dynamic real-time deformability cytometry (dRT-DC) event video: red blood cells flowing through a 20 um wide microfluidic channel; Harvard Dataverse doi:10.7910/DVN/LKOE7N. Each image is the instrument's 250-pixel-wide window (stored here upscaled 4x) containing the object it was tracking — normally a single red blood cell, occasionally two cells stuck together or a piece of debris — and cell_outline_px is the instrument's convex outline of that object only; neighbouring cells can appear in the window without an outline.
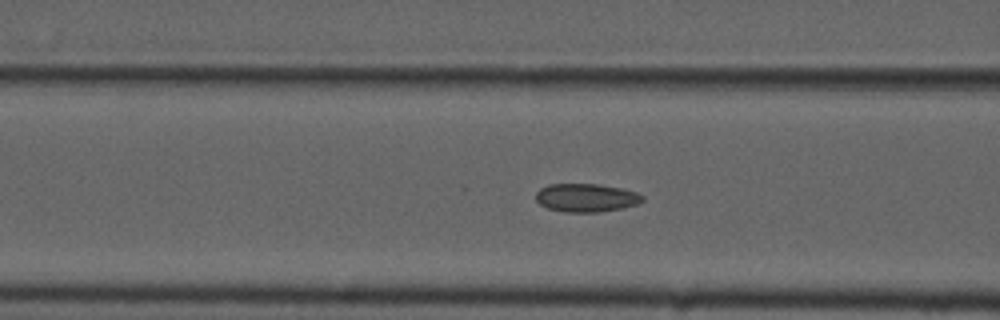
{"species": "common noctule bat (a hibernating species)", "species_latin": "Nyctalus noctula", "temperature_condition": "cold", "stored_images_in_passage": 43, "camera_frame_rate_fps": 3000, "um_per_image_px": 0.085, "animal": {"sex": "male", "forearm_length_mm": 52.5}, "frame": {"image": 1, "passage_image": 22, "time_ms": 7.0, "image_size_px": [1000, 320], "cell_outline_px": [[644, 200], [636, 204], [624, 208], [596, 212], [564, 212], [548, 208], [540, 204], [536, 200], [536, 192], [540, 188], [548, 184], [596, 184], [624, 188], [636, 192], [644, 196]], "centroid_in_image_um": [49.83, 16.8], "position_along_channel_um": 116.8, "area_um2": 17.69}}
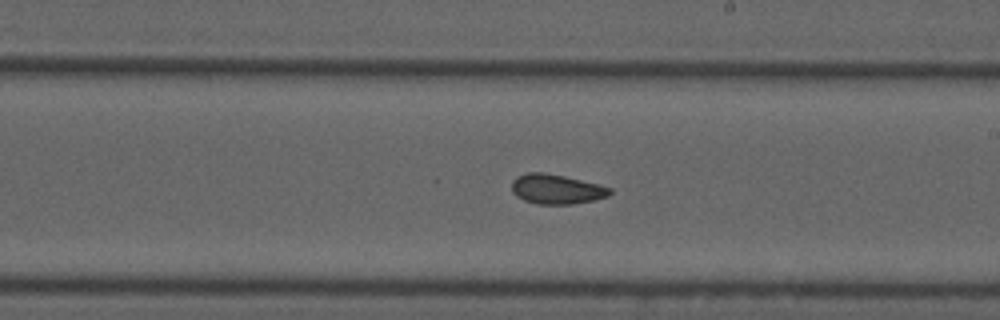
{"frame": {"image": 2, "passage_image": 32, "time_ms": 10.333, "image_size_px": [1000, 320], "cell_outline_px": [[612, 192], [608, 196], [592, 200], [572, 204], [536, 204], [524, 200], [516, 196], [512, 192], [512, 180], [516, 176], [528, 172], [544, 172], [564, 176], [612, 188]], "centroid_in_image_um": [47.25, 16.07], "position_along_channel_um": 241.7, "area_um2": 16.94}}
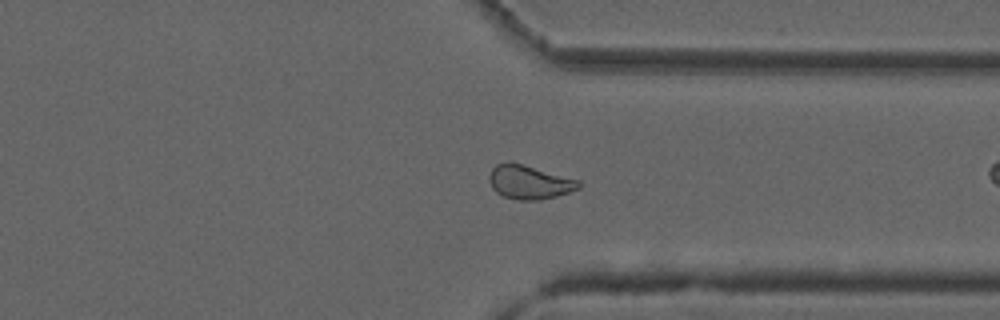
{"frame": {"image": 3, "passage_image": 42, "time_ms": 13.667, "image_size_px": [1000, 320], "cell_outline_px": [[580, 188], [556, 196], [540, 200], [520, 200], [504, 196], [496, 192], [492, 188], [488, 180], [488, 176], [492, 168], [496, 164], [508, 160], [580, 180]], "centroid_in_image_um": [44.96, 15.46], "position_along_channel_um": 366.4, "area_um2": 17.74}}